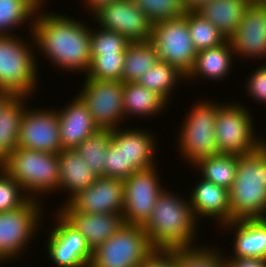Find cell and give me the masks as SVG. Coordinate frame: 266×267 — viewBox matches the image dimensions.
<instances>
[{
	"mask_svg": "<svg viewBox=\"0 0 266 267\" xmlns=\"http://www.w3.org/2000/svg\"><path fill=\"white\" fill-rule=\"evenodd\" d=\"M238 159L239 155L217 154L198 160L190 168L193 167L201 178L229 190L235 179Z\"/></svg>",
	"mask_w": 266,
	"mask_h": 267,
	"instance_id": "29",
	"label": "cell"
},
{
	"mask_svg": "<svg viewBox=\"0 0 266 267\" xmlns=\"http://www.w3.org/2000/svg\"><path fill=\"white\" fill-rule=\"evenodd\" d=\"M49 220H52L53 224H50L51 229L46 235V246L44 245L49 263L55 267H89L92 251L83 235L71 227L56 211L52 212V218Z\"/></svg>",
	"mask_w": 266,
	"mask_h": 267,
	"instance_id": "13",
	"label": "cell"
},
{
	"mask_svg": "<svg viewBox=\"0 0 266 267\" xmlns=\"http://www.w3.org/2000/svg\"><path fill=\"white\" fill-rule=\"evenodd\" d=\"M77 96L87 106L99 130L113 131L125 124L122 81L83 78ZM80 90V91H79Z\"/></svg>",
	"mask_w": 266,
	"mask_h": 267,
	"instance_id": "10",
	"label": "cell"
},
{
	"mask_svg": "<svg viewBox=\"0 0 266 267\" xmlns=\"http://www.w3.org/2000/svg\"><path fill=\"white\" fill-rule=\"evenodd\" d=\"M90 17L98 27L117 32L131 42L151 40L153 23L133 0H116L102 5Z\"/></svg>",
	"mask_w": 266,
	"mask_h": 267,
	"instance_id": "14",
	"label": "cell"
},
{
	"mask_svg": "<svg viewBox=\"0 0 266 267\" xmlns=\"http://www.w3.org/2000/svg\"><path fill=\"white\" fill-rule=\"evenodd\" d=\"M184 81H186V76L174 65L159 61L151 69L146 71L138 79L137 83L158 93L170 104L172 103L173 95L176 97L174 93L178 90L177 88Z\"/></svg>",
	"mask_w": 266,
	"mask_h": 267,
	"instance_id": "30",
	"label": "cell"
},
{
	"mask_svg": "<svg viewBox=\"0 0 266 267\" xmlns=\"http://www.w3.org/2000/svg\"><path fill=\"white\" fill-rule=\"evenodd\" d=\"M92 24L90 39L91 55L125 54L127 46L131 41L117 32L104 30L97 25L95 26L94 23Z\"/></svg>",
	"mask_w": 266,
	"mask_h": 267,
	"instance_id": "37",
	"label": "cell"
},
{
	"mask_svg": "<svg viewBox=\"0 0 266 267\" xmlns=\"http://www.w3.org/2000/svg\"><path fill=\"white\" fill-rule=\"evenodd\" d=\"M45 10L38 8L32 28L36 56L44 55L43 59L53 64L57 74L67 71L85 76L92 60L91 23L53 9Z\"/></svg>",
	"mask_w": 266,
	"mask_h": 267,
	"instance_id": "1",
	"label": "cell"
},
{
	"mask_svg": "<svg viewBox=\"0 0 266 267\" xmlns=\"http://www.w3.org/2000/svg\"><path fill=\"white\" fill-rule=\"evenodd\" d=\"M150 42L160 61L174 65L186 77L193 70L198 52L191 40L187 13L181 18L154 23Z\"/></svg>",
	"mask_w": 266,
	"mask_h": 267,
	"instance_id": "11",
	"label": "cell"
},
{
	"mask_svg": "<svg viewBox=\"0 0 266 267\" xmlns=\"http://www.w3.org/2000/svg\"><path fill=\"white\" fill-rule=\"evenodd\" d=\"M44 206V202L29 199L17 209L0 212V265L15 264L14 261L30 252L28 246L34 244L44 224Z\"/></svg>",
	"mask_w": 266,
	"mask_h": 267,
	"instance_id": "7",
	"label": "cell"
},
{
	"mask_svg": "<svg viewBox=\"0 0 266 267\" xmlns=\"http://www.w3.org/2000/svg\"><path fill=\"white\" fill-rule=\"evenodd\" d=\"M38 8L32 0H0V35H17L26 25L32 33Z\"/></svg>",
	"mask_w": 266,
	"mask_h": 267,
	"instance_id": "28",
	"label": "cell"
},
{
	"mask_svg": "<svg viewBox=\"0 0 266 267\" xmlns=\"http://www.w3.org/2000/svg\"><path fill=\"white\" fill-rule=\"evenodd\" d=\"M236 58L230 41L227 39L221 45L198 51L193 70L186 77V83L208 80L209 82H223L232 74ZM233 68V69H232Z\"/></svg>",
	"mask_w": 266,
	"mask_h": 267,
	"instance_id": "23",
	"label": "cell"
},
{
	"mask_svg": "<svg viewBox=\"0 0 266 267\" xmlns=\"http://www.w3.org/2000/svg\"><path fill=\"white\" fill-rule=\"evenodd\" d=\"M251 3H266V0H248Z\"/></svg>",
	"mask_w": 266,
	"mask_h": 267,
	"instance_id": "47",
	"label": "cell"
},
{
	"mask_svg": "<svg viewBox=\"0 0 266 267\" xmlns=\"http://www.w3.org/2000/svg\"><path fill=\"white\" fill-rule=\"evenodd\" d=\"M169 103L158 93L147 89L137 82L124 83L123 87V107L125 122L131 117L153 118L162 115L166 111ZM151 116V117H150ZM130 117V118H129ZM128 118V119H127Z\"/></svg>",
	"mask_w": 266,
	"mask_h": 267,
	"instance_id": "25",
	"label": "cell"
},
{
	"mask_svg": "<svg viewBox=\"0 0 266 267\" xmlns=\"http://www.w3.org/2000/svg\"><path fill=\"white\" fill-rule=\"evenodd\" d=\"M38 107H33V104L27 105L21 119L18 147L48 153H60L62 144L57 110L55 106L54 108L52 106L51 108L48 106H44L46 108Z\"/></svg>",
	"mask_w": 266,
	"mask_h": 267,
	"instance_id": "15",
	"label": "cell"
},
{
	"mask_svg": "<svg viewBox=\"0 0 266 267\" xmlns=\"http://www.w3.org/2000/svg\"><path fill=\"white\" fill-rule=\"evenodd\" d=\"M57 207L56 212L123 214V180L99 176L84 191L78 192L66 204Z\"/></svg>",
	"mask_w": 266,
	"mask_h": 267,
	"instance_id": "16",
	"label": "cell"
},
{
	"mask_svg": "<svg viewBox=\"0 0 266 267\" xmlns=\"http://www.w3.org/2000/svg\"><path fill=\"white\" fill-rule=\"evenodd\" d=\"M153 249L143 226L125 223L92 252L89 267H140Z\"/></svg>",
	"mask_w": 266,
	"mask_h": 267,
	"instance_id": "9",
	"label": "cell"
},
{
	"mask_svg": "<svg viewBox=\"0 0 266 267\" xmlns=\"http://www.w3.org/2000/svg\"><path fill=\"white\" fill-rule=\"evenodd\" d=\"M59 169V192L66 195L63 198L66 204L78 192L88 188L98 176L90 169L89 165L84 162L75 149H65L58 153ZM69 195H68V194Z\"/></svg>",
	"mask_w": 266,
	"mask_h": 267,
	"instance_id": "24",
	"label": "cell"
},
{
	"mask_svg": "<svg viewBox=\"0 0 266 267\" xmlns=\"http://www.w3.org/2000/svg\"><path fill=\"white\" fill-rule=\"evenodd\" d=\"M187 24L197 52L217 47L227 40L211 22L202 18L195 11H187Z\"/></svg>",
	"mask_w": 266,
	"mask_h": 267,
	"instance_id": "34",
	"label": "cell"
},
{
	"mask_svg": "<svg viewBox=\"0 0 266 267\" xmlns=\"http://www.w3.org/2000/svg\"><path fill=\"white\" fill-rule=\"evenodd\" d=\"M155 136L151 129L143 130L141 126L139 129L124 125L112 131L111 140L121 148L124 156V180L134 172L158 165L155 158H158L159 140Z\"/></svg>",
	"mask_w": 266,
	"mask_h": 267,
	"instance_id": "18",
	"label": "cell"
},
{
	"mask_svg": "<svg viewBox=\"0 0 266 267\" xmlns=\"http://www.w3.org/2000/svg\"><path fill=\"white\" fill-rule=\"evenodd\" d=\"M57 213L83 235L92 252L125 224L123 214L120 213Z\"/></svg>",
	"mask_w": 266,
	"mask_h": 267,
	"instance_id": "20",
	"label": "cell"
},
{
	"mask_svg": "<svg viewBox=\"0 0 266 267\" xmlns=\"http://www.w3.org/2000/svg\"><path fill=\"white\" fill-rule=\"evenodd\" d=\"M31 98L15 96L0 112V163L18 148L21 119Z\"/></svg>",
	"mask_w": 266,
	"mask_h": 267,
	"instance_id": "27",
	"label": "cell"
},
{
	"mask_svg": "<svg viewBox=\"0 0 266 267\" xmlns=\"http://www.w3.org/2000/svg\"><path fill=\"white\" fill-rule=\"evenodd\" d=\"M140 267H177L176 248H154L145 257Z\"/></svg>",
	"mask_w": 266,
	"mask_h": 267,
	"instance_id": "41",
	"label": "cell"
},
{
	"mask_svg": "<svg viewBox=\"0 0 266 267\" xmlns=\"http://www.w3.org/2000/svg\"><path fill=\"white\" fill-rule=\"evenodd\" d=\"M196 180L191 193L189 192L190 195H187L195 218L201 224L204 220H211L212 224L216 223L215 226L217 225L218 228L231 222L229 190L200 176H197Z\"/></svg>",
	"mask_w": 266,
	"mask_h": 267,
	"instance_id": "19",
	"label": "cell"
},
{
	"mask_svg": "<svg viewBox=\"0 0 266 267\" xmlns=\"http://www.w3.org/2000/svg\"><path fill=\"white\" fill-rule=\"evenodd\" d=\"M257 66L259 67H255L246 78L245 92L253 102L266 107V63L259 62Z\"/></svg>",
	"mask_w": 266,
	"mask_h": 267,
	"instance_id": "39",
	"label": "cell"
},
{
	"mask_svg": "<svg viewBox=\"0 0 266 267\" xmlns=\"http://www.w3.org/2000/svg\"><path fill=\"white\" fill-rule=\"evenodd\" d=\"M29 199L18 181L0 167V212L17 209Z\"/></svg>",
	"mask_w": 266,
	"mask_h": 267,
	"instance_id": "38",
	"label": "cell"
},
{
	"mask_svg": "<svg viewBox=\"0 0 266 267\" xmlns=\"http://www.w3.org/2000/svg\"><path fill=\"white\" fill-rule=\"evenodd\" d=\"M208 1L210 0H183L184 6L187 8L188 11H194L201 4L206 3Z\"/></svg>",
	"mask_w": 266,
	"mask_h": 267,
	"instance_id": "45",
	"label": "cell"
},
{
	"mask_svg": "<svg viewBox=\"0 0 266 267\" xmlns=\"http://www.w3.org/2000/svg\"><path fill=\"white\" fill-rule=\"evenodd\" d=\"M251 4L248 0H210L194 11L211 22L225 37L234 33Z\"/></svg>",
	"mask_w": 266,
	"mask_h": 267,
	"instance_id": "26",
	"label": "cell"
},
{
	"mask_svg": "<svg viewBox=\"0 0 266 267\" xmlns=\"http://www.w3.org/2000/svg\"><path fill=\"white\" fill-rule=\"evenodd\" d=\"M152 23L181 18L187 13L183 0H133Z\"/></svg>",
	"mask_w": 266,
	"mask_h": 267,
	"instance_id": "36",
	"label": "cell"
},
{
	"mask_svg": "<svg viewBox=\"0 0 266 267\" xmlns=\"http://www.w3.org/2000/svg\"><path fill=\"white\" fill-rule=\"evenodd\" d=\"M160 173L162 172L159 165H156L134 172L123 180V217L126 224L144 226L148 221L160 193L168 186L162 182L163 177Z\"/></svg>",
	"mask_w": 266,
	"mask_h": 267,
	"instance_id": "12",
	"label": "cell"
},
{
	"mask_svg": "<svg viewBox=\"0 0 266 267\" xmlns=\"http://www.w3.org/2000/svg\"><path fill=\"white\" fill-rule=\"evenodd\" d=\"M22 36L0 35V90L32 97L37 94V84L41 81L39 56H36L33 34Z\"/></svg>",
	"mask_w": 266,
	"mask_h": 267,
	"instance_id": "4",
	"label": "cell"
},
{
	"mask_svg": "<svg viewBox=\"0 0 266 267\" xmlns=\"http://www.w3.org/2000/svg\"><path fill=\"white\" fill-rule=\"evenodd\" d=\"M88 72L83 78L122 81L125 54L91 55Z\"/></svg>",
	"mask_w": 266,
	"mask_h": 267,
	"instance_id": "35",
	"label": "cell"
},
{
	"mask_svg": "<svg viewBox=\"0 0 266 267\" xmlns=\"http://www.w3.org/2000/svg\"><path fill=\"white\" fill-rule=\"evenodd\" d=\"M116 0H80V2H82L84 5L83 7H85V11L88 13V15H92L96 10H98L102 5L105 4H109L111 2H114ZM87 9V10H86Z\"/></svg>",
	"mask_w": 266,
	"mask_h": 267,
	"instance_id": "43",
	"label": "cell"
},
{
	"mask_svg": "<svg viewBox=\"0 0 266 267\" xmlns=\"http://www.w3.org/2000/svg\"><path fill=\"white\" fill-rule=\"evenodd\" d=\"M159 61L157 49L150 41L131 42L125 51L122 82H137Z\"/></svg>",
	"mask_w": 266,
	"mask_h": 267,
	"instance_id": "31",
	"label": "cell"
},
{
	"mask_svg": "<svg viewBox=\"0 0 266 267\" xmlns=\"http://www.w3.org/2000/svg\"><path fill=\"white\" fill-rule=\"evenodd\" d=\"M111 138L112 131L98 130L81 142L75 149L98 177L103 176L105 153Z\"/></svg>",
	"mask_w": 266,
	"mask_h": 267,
	"instance_id": "32",
	"label": "cell"
},
{
	"mask_svg": "<svg viewBox=\"0 0 266 267\" xmlns=\"http://www.w3.org/2000/svg\"><path fill=\"white\" fill-rule=\"evenodd\" d=\"M0 167L18 181L30 199L42 202L48 195L52 197L58 193V153L18 147Z\"/></svg>",
	"mask_w": 266,
	"mask_h": 267,
	"instance_id": "5",
	"label": "cell"
},
{
	"mask_svg": "<svg viewBox=\"0 0 266 267\" xmlns=\"http://www.w3.org/2000/svg\"><path fill=\"white\" fill-rule=\"evenodd\" d=\"M218 246L202 243L191 248H176L177 267H225L223 251Z\"/></svg>",
	"mask_w": 266,
	"mask_h": 267,
	"instance_id": "33",
	"label": "cell"
},
{
	"mask_svg": "<svg viewBox=\"0 0 266 267\" xmlns=\"http://www.w3.org/2000/svg\"><path fill=\"white\" fill-rule=\"evenodd\" d=\"M68 104L55 107L59 116L62 150L76 149L86 138L99 129L95 126L84 102L75 94Z\"/></svg>",
	"mask_w": 266,
	"mask_h": 267,
	"instance_id": "22",
	"label": "cell"
},
{
	"mask_svg": "<svg viewBox=\"0 0 266 267\" xmlns=\"http://www.w3.org/2000/svg\"><path fill=\"white\" fill-rule=\"evenodd\" d=\"M211 97L193 101L190 110L183 116L178 126L176 145L179 159L192 166L198 160L220 154L215 136V121L218 112V100ZM208 99V100H207ZM200 100V101H199Z\"/></svg>",
	"mask_w": 266,
	"mask_h": 267,
	"instance_id": "6",
	"label": "cell"
},
{
	"mask_svg": "<svg viewBox=\"0 0 266 267\" xmlns=\"http://www.w3.org/2000/svg\"><path fill=\"white\" fill-rule=\"evenodd\" d=\"M39 8H47L49 0H32Z\"/></svg>",
	"mask_w": 266,
	"mask_h": 267,
	"instance_id": "46",
	"label": "cell"
},
{
	"mask_svg": "<svg viewBox=\"0 0 266 267\" xmlns=\"http://www.w3.org/2000/svg\"><path fill=\"white\" fill-rule=\"evenodd\" d=\"M234 101H218L215 121L218 151L220 154H249L265 143V135L256 132L254 114L245 107L246 103Z\"/></svg>",
	"mask_w": 266,
	"mask_h": 267,
	"instance_id": "8",
	"label": "cell"
},
{
	"mask_svg": "<svg viewBox=\"0 0 266 267\" xmlns=\"http://www.w3.org/2000/svg\"><path fill=\"white\" fill-rule=\"evenodd\" d=\"M15 97L13 93L6 90H0V112Z\"/></svg>",
	"mask_w": 266,
	"mask_h": 267,
	"instance_id": "44",
	"label": "cell"
},
{
	"mask_svg": "<svg viewBox=\"0 0 266 267\" xmlns=\"http://www.w3.org/2000/svg\"><path fill=\"white\" fill-rule=\"evenodd\" d=\"M225 267H266V258L223 255Z\"/></svg>",
	"mask_w": 266,
	"mask_h": 267,
	"instance_id": "42",
	"label": "cell"
},
{
	"mask_svg": "<svg viewBox=\"0 0 266 267\" xmlns=\"http://www.w3.org/2000/svg\"><path fill=\"white\" fill-rule=\"evenodd\" d=\"M256 151L239 155L229 189L231 221L266 218V138Z\"/></svg>",
	"mask_w": 266,
	"mask_h": 267,
	"instance_id": "3",
	"label": "cell"
},
{
	"mask_svg": "<svg viewBox=\"0 0 266 267\" xmlns=\"http://www.w3.org/2000/svg\"><path fill=\"white\" fill-rule=\"evenodd\" d=\"M103 176L124 180V156L112 140L105 153Z\"/></svg>",
	"mask_w": 266,
	"mask_h": 267,
	"instance_id": "40",
	"label": "cell"
},
{
	"mask_svg": "<svg viewBox=\"0 0 266 267\" xmlns=\"http://www.w3.org/2000/svg\"><path fill=\"white\" fill-rule=\"evenodd\" d=\"M170 190L167 186L160 193L150 218L143 226L150 244L153 248L165 249L202 245L200 242L197 244L202 224L195 218L188 196Z\"/></svg>",
	"mask_w": 266,
	"mask_h": 267,
	"instance_id": "2",
	"label": "cell"
},
{
	"mask_svg": "<svg viewBox=\"0 0 266 267\" xmlns=\"http://www.w3.org/2000/svg\"><path fill=\"white\" fill-rule=\"evenodd\" d=\"M228 40L238 62L250 59L266 63V3H251Z\"/></svg>",
	"mask_w": 266,
	"mask_h": 267,
	"instance_id": "17",
	"label": "cell"
},
{
	"mask_svg": "<svg viewBox=\"0 0 266 267\" xmlns=\"http://www.w3.org/2000/svg\"><path fill=\"white\" fill-rule=\"evenodd\" d=\"M220 228L222 234L226 231L228 235L233 233V239H230L232 251L226 253L222 250L223 255L266 258V218L231 221Z\"/></svg>",
	"mask_w": 266,
	"mask_h": 267,
	"instance_id": "21",
	"label": "cell"
}]
</instances>
